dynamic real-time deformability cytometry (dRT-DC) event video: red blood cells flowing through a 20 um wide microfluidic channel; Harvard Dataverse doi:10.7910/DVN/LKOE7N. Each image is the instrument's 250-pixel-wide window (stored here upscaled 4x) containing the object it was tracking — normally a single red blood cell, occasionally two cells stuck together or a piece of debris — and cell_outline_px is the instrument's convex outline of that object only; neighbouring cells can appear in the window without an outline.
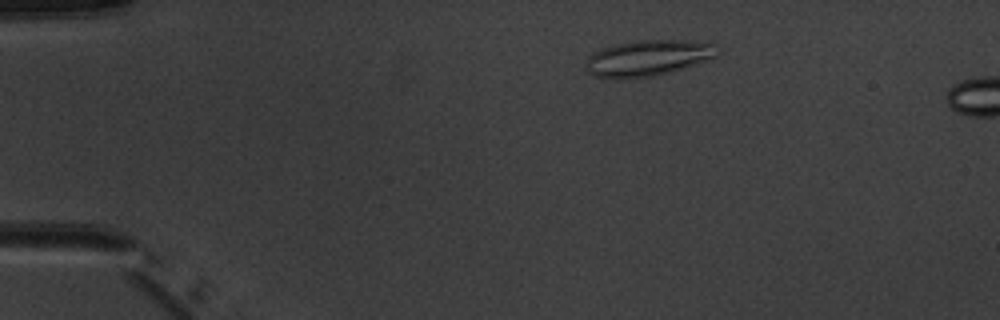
{"species": "common noctule bat (a hibernating species)", "species_latin": "Nyctalus noctula", "temperature_condition": "warm", "stored_images_in_passage": 4, "camera_frame_rate_fps": 3000, "um_per_image_px": 0.085, "animal": {"sex": "male", "body_mass_g": 20.1, "forearm_length_mm": 53.5}, "frame": {"image": 1, "passage_image": 2, "time_ms": 1.333, "image_size_px": [1000, 320], "cell_outline_px": [[720, 52], [716, 56], [668, 72], [652, 76], [596, 76], [588, 72], [588, 56], [592, 52], [616, 44], [636, 40], [684, 40], [716, 44]], "centroid_in_image_um": [55.12, 4.87], "position_along_channel_um": 29.9, "area_um2": 26.41}}